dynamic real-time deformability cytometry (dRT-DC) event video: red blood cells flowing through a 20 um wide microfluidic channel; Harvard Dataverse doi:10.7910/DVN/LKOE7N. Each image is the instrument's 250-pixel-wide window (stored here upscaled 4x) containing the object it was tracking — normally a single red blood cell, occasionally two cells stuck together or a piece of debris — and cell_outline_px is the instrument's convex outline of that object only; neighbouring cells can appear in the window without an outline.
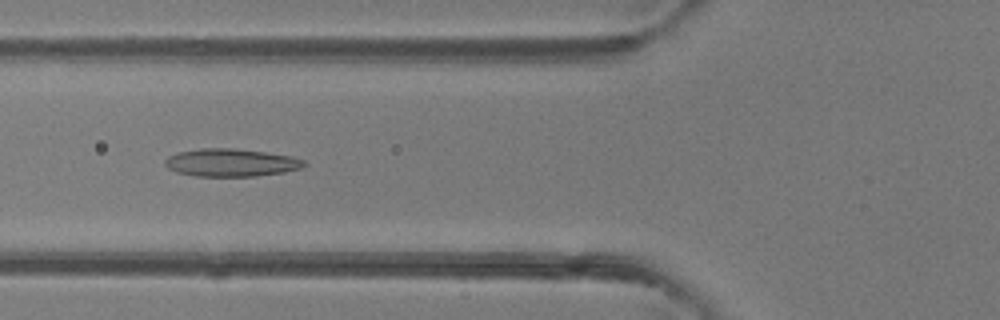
{"species": "common noctule bat (a hibernating species)", "species_latin": "Nyctalus noctula", "temperature_condition": "room temperature", "stored_images_in_passage": 34, "camera_frame_rate_fps": 3000, "um_per_image_px": 0.085, "animal": {"sex": "female"}, "frame": {"image": 1, "passage_image": 5, "time_ms": 1.333, "image_size_px": [1000, 320], "cell_outline_px": [[304, 164], [300, 168], [284, 172], [256, 176], [196, 176], [176, 172], [168, 168], [164, 164], [164, 160], [168, 156], [176, 152], [204, 148], [232, 148], [264, 152], [292, 156], [304, 160]], "centroid_in_image_um": [19.59, 13.82], "position_along_channel_um": 106.2, "area_um2": 22.43}}
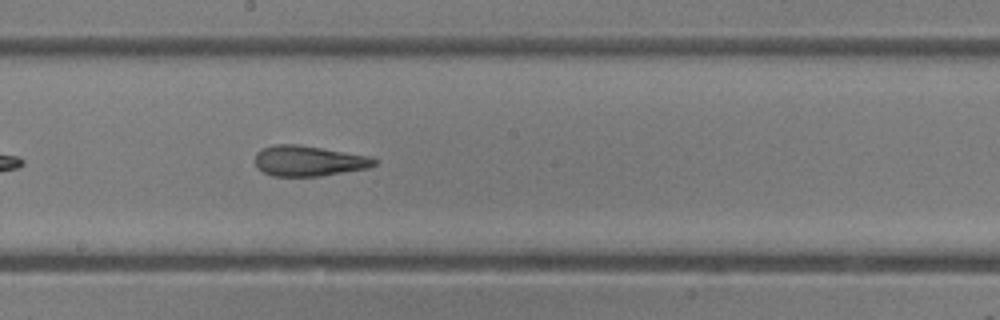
{"frame": {"image": 2, "passage_image": 13, "time_ms": 4.0, "image_size_px": [1000, 320], "cell_outline_px": [[376, 164], [368, 168], [320, 176], [272, 176], [256, 168], [256, 152], [272, 144], [296, 144], [368, 156], [376, 160]], "centroid_in_image_um": [26.19, 13.68], "position_along_channel_um": 222.0, "area_um2": 20.92}}
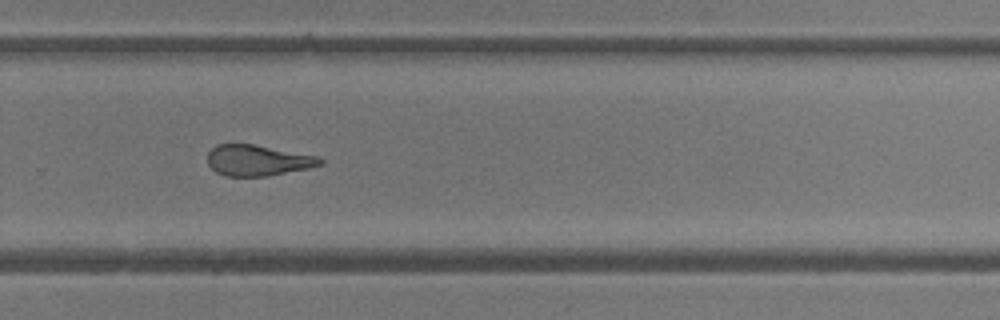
{"frame": {"image": 3, "passage_image": 19, "time_ms": 6.0, "image_size_px": [1000, 320], "cell_outline_px": [[324, 164], [308, 168], [268, 176], [224, 176], [216, 172], [208, 164], [208, 152], [216, 144], [252, 144], [320, 156], [324, 160]], "centroid_in_image_um": [21.93, 13.63], "position_along_channel_um": 307.9, "area_um2": 20.35}}